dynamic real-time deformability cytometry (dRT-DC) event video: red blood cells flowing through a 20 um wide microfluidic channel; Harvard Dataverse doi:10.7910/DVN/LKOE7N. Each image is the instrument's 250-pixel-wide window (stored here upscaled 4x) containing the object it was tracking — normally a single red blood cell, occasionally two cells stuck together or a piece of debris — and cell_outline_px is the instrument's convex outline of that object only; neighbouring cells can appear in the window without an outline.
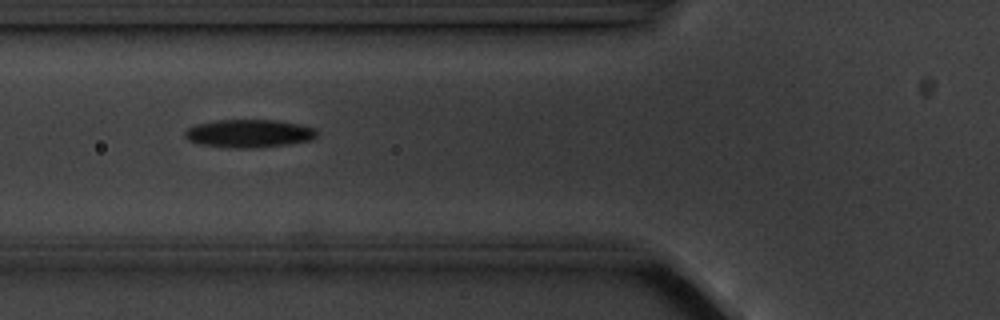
{"species": "common noctule bat (a hibernating species)", "species_latin": "Nyctalus noctula", "temperature_condition": "cold", "stored_images_in_passage": 10, "camera_frame_rate_fps": 3000, "um_per_image_px": 0.085, "animal": {"sex": "male", "body_mass_g": 20.1, "forearm_length_mm": 53.5}, "frame": {"image": 1, "passage_image": 5, "time_ms": 4.333, "image_size_px": [1000, 320], "cell_outline_px": [[320, 132], [312, 140], [288, 144], [256, 148], [236, 148], [200, 144], [188, 140], [184, 136], [184, 132], [188, 128], [196, 124], [216, 120], [276, 120], [300, 124], [316, 128]], "centroid_in_image_um": [21.2, 11.34], "position_along_channel_um": 104.6, "area_um2": 21.73}}
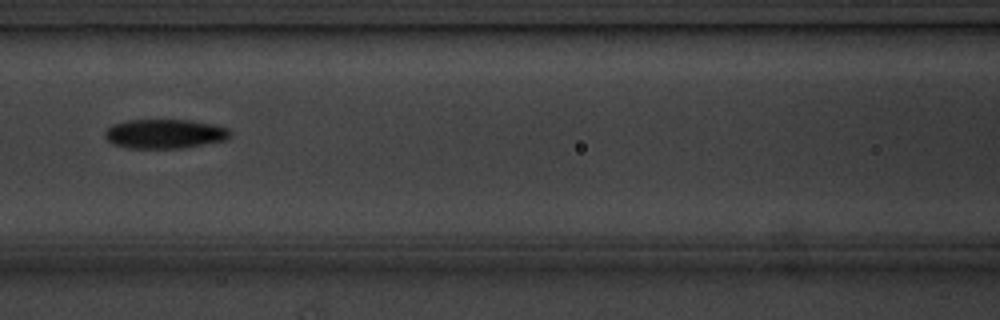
{"frame": {"image": 2, "passage_image": 6, "time_ms": 5.667, "image_size_px": [1000, 320], "cell_outline_px": [[232, 136], [224, 140], [180, 148], [128, 148], [112, 144], [104, 136], [104, 132], [112, 124], [128, 120], [192, 120], [216, 124], [228, 128], [232, 132]], "centroid_in_image_um": [14.01, 11.36], "position_along_channel_um": 152.6, "area_um2": 21.5}}